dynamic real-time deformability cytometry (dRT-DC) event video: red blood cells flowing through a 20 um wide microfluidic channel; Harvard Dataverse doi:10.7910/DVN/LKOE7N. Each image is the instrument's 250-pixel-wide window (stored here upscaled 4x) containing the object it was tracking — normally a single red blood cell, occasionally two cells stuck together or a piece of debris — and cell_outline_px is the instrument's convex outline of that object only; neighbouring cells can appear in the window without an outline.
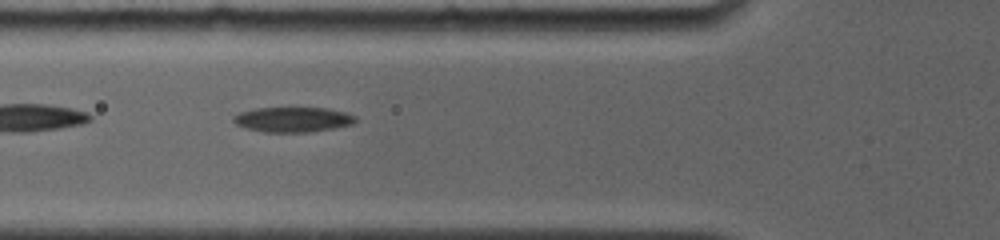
{"species": "common noctule bat (a hibernating species)", "species_latin": "Nyctalus noctula", "temperature_condition": "room temperature", "stored_images_in_passage": 35, "camera_frame_rate_fps": 4000, "um_per_image_px": 0.085, "animal": {"sex": "female", "body_mass_g": 19.0, "forearm_length_mm": 56.7}, "frame": {"image": 1, "passage_image": 7, "time_ms": 3.0, "image_size_px": [1000, 240], "cell_outline_px": [[356, 120], [352, 124], [332, 128], [308, 132], [264, 132], [244, 128], [236, 124], [232, 120], [232, 116], [240, 112], [256, 108], [328, 108], [344, 112], [356, 116]], "centroid_in_image_um": [24.85, 10.16], "position_along_channel_um": 101.0, "area_um2": 17.74}}
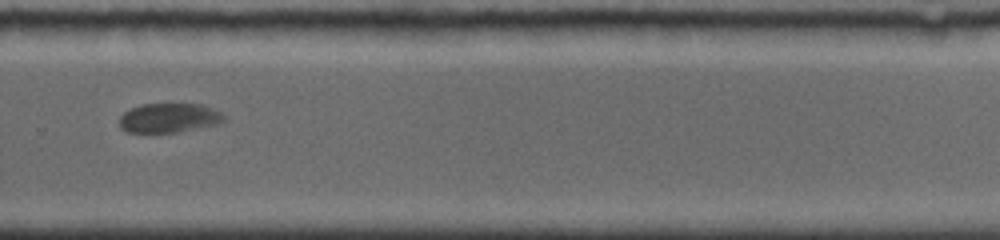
{"frame": {"image": 2, "passage_image": 22, "time_ms": 8.75, "image_size_px": [1000, 240], "cell_outline_px": [[224, 120], [220, 124], [180, 132], [124, 132], [120, 128], [120, 116], [124, 112], [140, 104], [200, 104], [212, 108], [220, 112], [224, 116]], "centroid_in_image_um": [14.37, 10.03], "position_along_channel_um": 315.4, "area_um2": 17.98}}
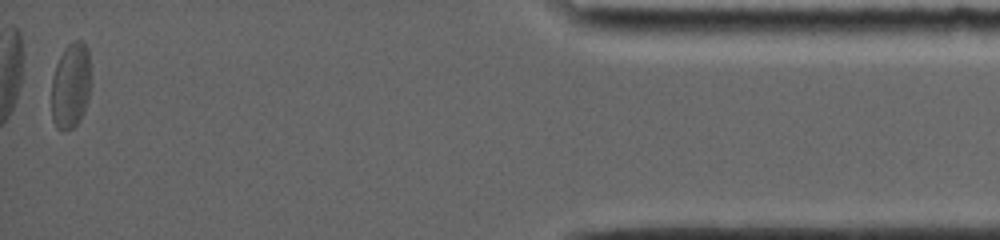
{"frame": {"image": 3, "passage_image": 35, "time_ms": 13.5, "image_size_px": [1000, 240], "cell_outline_px": [[92, 84], [88, 100], [84, 112], [80, 120], [72, 128], [64, 132], [56, 128], [52, 120], [52, 76], [56, 64], [60, 56], [68, 44], [72, 40], [80, 40], [88, 48], [92, 76]], "centroid_in_image_um": [6.04, 7.28], "position_along_channel_um": 429.2, "area_um2": 20.35}}